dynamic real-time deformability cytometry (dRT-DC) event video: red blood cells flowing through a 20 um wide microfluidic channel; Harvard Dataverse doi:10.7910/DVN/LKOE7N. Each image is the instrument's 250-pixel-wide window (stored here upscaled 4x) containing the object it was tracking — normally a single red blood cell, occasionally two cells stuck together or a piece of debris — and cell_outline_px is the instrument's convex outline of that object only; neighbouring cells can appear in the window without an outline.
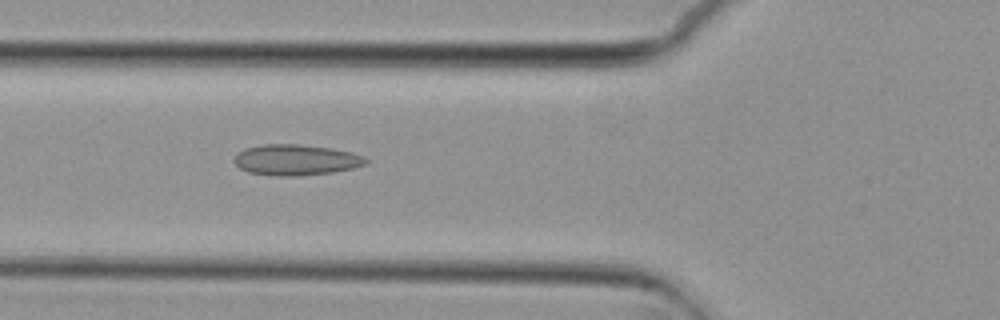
{"species": "common noctule bat (a hibernating species)", "species_latin": "Nyctalus noctula", "temperature_condition": "cold", "stored_images_in_passage": 38, "camera_frame_rate_fps": 3000, "um_per_image_px": 0.085, "animal": {"sex": "female", "body_mass_g": 29.2, "forearm_length_mm": 56.3}, "frame": {"image": 1, "passage_image": 5, "time_ms": 1.333, "image_size_px": [1000, 320], "cell_outline_px": [[368, 164], [352, 168], [332, 172], [296, 176], [276, 176], [248, 172], [240, 168], [232, 160], [236, 152], [244, 148], [260, 144], [296, 144], [332, 148], [352, 152], [364, 156], [368, 160]], "centroid_in_image_um": [25.12, 13.58], "position_along_channel_um": 100.7, "area_um2": 23.87}}
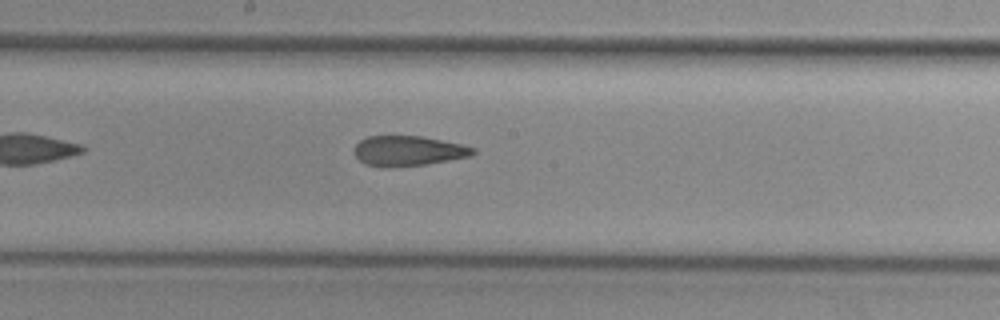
{"frame": {"image": 2, "passage_image": 14, "time_ms": 4.333, "image_size_px": [1000, 320], "cell_outline_px": [[476, 152], [472, 156], [424, 164], [388, 168], [380, 168], [364, 164], [352, 152], [356, 144], [360, 140], [368, 136], [420, 136], [460, 144], [476, 148]], "centroid_in_image_um": [34.65, 12.84], "position_along_channel_um": 213.6, "area_um2": 20.92}}
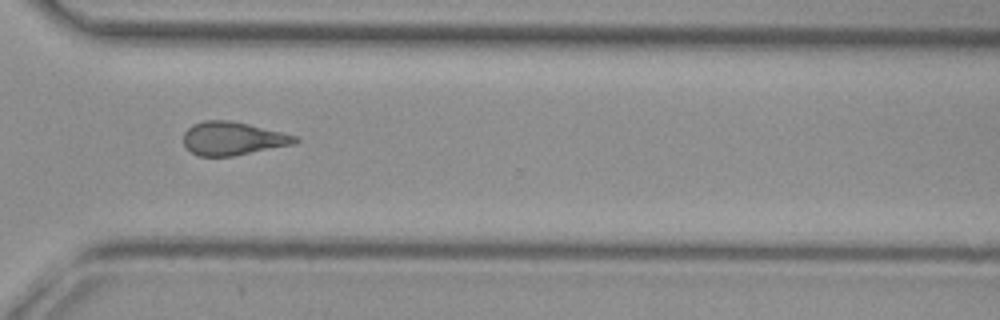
{"frame": {"image": 3, "passage_image": 25, "time_ms": 8.0, "image_size_px": [1000, 320], "cell_outline_px": [[300, 140], [296, 144], [232, 156], [200, 156], [184, 148], [184, 132], [192, 124], [204, 120], [232, 120], [296, 136]], "centroid_in_image_um": [19.76, 11.77], "position_along_channel_um": 350.8, "area_um2": 21.68}, "authors_computed_cell_mechanics": {"area_um2": 21.6172, "velocity_mm_per_s": 3.7443, "shape_relaxation_time_tau1_ms": null, "shape_relaxation_time_tau2_ms": 3.2083, "deformation_change_tau1": null, "deformation_change_tau2": 0.1242}}